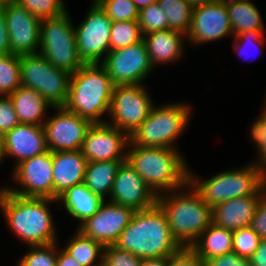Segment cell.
<instances>
[{"label":"cell","mask_w":266,"mask_h":266,"mask_svg":"<svg viewBox=\"0 0 266 266\" xmlns=\"http://www.w3.org/2000/svg\"><path fill=\"white\" fill-rule=\"evenodd\" d=\"M114 245L141 259L168 258L182 248L171 235L165 212L157 203L136 211Z\"/></svg>","instance_id":"obj_1"},{"label":"cell","mask_w":266,"mask_h":266,"mask_svg":"<svg viewBox=\"0 0 266 266\" xmlns=\"http://www.w3.org/2000/svg\"><path fill=\"white\" fill-rule=\"evenodd\" d=\"M50 198L17 196L6 188L0 190V207L11 230L30 246H43L56 242L55 228L47 203Z\"/></svg>","instance_id":"obj_2"},{"label":"cell","mask_w":266,"mask_h":266,"mask_svg":"<svg viewBox=\"0 0 266 266\" xmlns=\"http://www.w3.org/2000/svg\"><path fill=\"white\" fill-rule=\"evenodd\" d=\"M131 147L126 160L156 196L189 185L188 166L175 148Z\"/></svg>","instance_id":"obj_3"},{"label":"cell","mask_w":266,"mask_h":266,"mask_svg":"<svg viewBox=\"0 0 266 266\" xmlns=\"http://www.w3.org/2000/svg\"><path fill=\"white\" fill-rule=\"evenodd\" d=\"M114 85L101 63L83 64L71 74L65 108L94 123H106L101 116L110 111Z\"/></svg>","instance_id":"obj_4"},{"label":"cell","mask_w":266,"mask_h":266,"mask_svg":"<svg viewBox=\"0 0 266 266\" xmlns=\"http://www.w3.org/2000/svg\"><path fill=\"white\" fill-rule=\"evenodd\" d=\"M191 188L187 194L172 192L171 196L162 193L157 196V204L165 212L171 235L182 248H190L212 224V208Z\"/></svg>","instance_id":"obj_5"},{"label":"cell","mask_w":266,"mask_h":266,"mask_svg":"<svg viewBox=\"0 0 266 266\" xmlns=\"http://www.w3.org/2000/svg\"><path fill=\"white\" fill-rule=\"evenodd\" d=\"M189 171V185L213 208L224 201L254 195L263 186V168L256 163L242 169L221 172L205 181H197Z\"/></svg>","instance_id":"obj_6"},{"label":"cell","mask_w":266,"mask_h":266,"mask_svg":"<svg viewBox=\"0 0 266 266\" xmlns=\"http://www.w3.org/2000/svg\"><path fill=\"white\" fill-rule=\"evenodd\" d=\"M189 110V105L179 103L153 106L146 120L129 136V146L175 148L173 142L188 125Z\"/></svg>","instance_id":"obj_7"},{"label":"cell","mask_w":266,"mask_h":266,"mask_svg":"<svg viewBox=\"0 0 266 266\" xmlns=\"http://www.w3.org/2000/svg\"><path fill=\"white\" fill-rule=\"evenodd\" d=\"M54 67L75 73L84 63L78 55L75 27L67 11L41 20L40 51Z\"/></svg>","instance_id":"obj_8"},{"label":"cell","mask_w":266,"mask_h":266,"mask_svg":"<svg viewBox=\"0 0 266 266\" xmlns=\"http://www.w3.org/2000/svg\"><path fill=\"white\" fill-rule=\"evenodd\" d=\"M20 72L22 86L36 90L54 108L65 106L69 95L70 73L54 67L40 53L22 55Z\"/></svg>","instance_id":"obj_9"},{"label":"cell","mask_w":266,"mask_h":266,"mask_svg":"<svg viewBox=\"0 0 266 266\" xmlns=\"http://www.w3.org/2000/svg\"><path fill=\"white\" fill-rule=\"evenodd\" d=\"M153 104L141 84L114 86L109 114L111 126L129 136L146 120Z\"/></svg>","instance_id":"obj_10"},{"label":"cell","mask_w":266,"mask_h":266,"mask_svg":"<svg viewBox=\"0 0 266 266\" xmlns=\"http://www.w3.org/2000/svg\"><path fill=\"white\" fill-rule=\"evenodd\" d=\"M102 61L114 86L140 84L153 68L143 39L126 47L110 50Z\"/></svg>","instance_id":"obj_11"},{"label":"cell","mask_w":266,"mask_h":266,"mask_svg":"<svg viewBox=\"0 0 266 266\" xmlns=\"http://www.w3.org/2000/svg\"><path fill=\"white\" fill-rule=\"evenodd\" d=\"M85 20L75 28L78 55L84 64L100 63L101 56L110 51V35L113 21L95 2Z\"/></svg>","instance_id":"obj_12"},{"label":"cell","mask_w":266,"mask_h":266,"mask_svg":"<svg viewBox=\"0 0 266 266\" xmlns=\"http://www.w3.org/2000/svg\"><path fill=\"white\" fill-rule=\"evenodd\" d=\"M56 110L58 113L44 121L43 125L48 150L51 152L81 150L86 133L93 123L77 113L68 111L65 107H56Z\"/></svg>","instance_id":"obj_13"},{"label":"cell","mask_w":266,"mask_h":266,"mask_svg":"<svg viewBox=\"0 0 266 266\" xmlns=\"http://www.w3.org/2000/svg\"><path fill=\"white\" fill-rule=\"evenodd\" d=\"M13 176L23 189L6 188L11 193L26 198L53 199V164L50 150L20 162L16 165Z\"/></svg>","instance_id":"obj_14"},{"label":"cell","mask_w":266,"mask_h":266,"mask_svg":"<svg viewBox=\"0 0 266 266\" xmlns=\"http://www.w3.org/2000/svg\"><path fill=\"white\" fill-rule=\"evenodd\" d=\"M11 51L15 55L36 54L40 46L41 20L13 0L4 8Z\"/></svg>","instance_id":"obj_15"},{"label":"cell","mask_w":266,"mask_h":266,"mask_svg":"<svg viewBox=\"0 0 266 266\" xmlns=\"http://www.w3.org/2000/svg\"><path fill=\"white\" fill-rule=\"evenodd\" d=\"M136 211L130 207L103 202L99 210L84 222L78 230L85 236L102 243L114 245L121 232L131 222Z\"/></svg>","instance_id":"obj_16"},{"label":"cell","mask_w":266,"mask_h":266,"mask_svg":"<svg viewBox=\"0 0 266 266\" xmlns=\"http://www.w3.org/2000/svg\"><path fill=\"white\" fill-rule=\"evenodd\" d=\"M229 34L234 36L226 0H216L193 8L186 35L192 43L210 42Z\"/></svg>","instance_id":"obj_17"},{"label":"cell","mask_w":266,"mask_h":266,"mask_svg":"<svg viewBox=\"0 0 266 266\" xmlns=\"http://www.w3.org/2000/svg\"><path fill=\"white\" fill-rule=\"evenodd\" d=\"M129 135L107 123H94L86 133L81 147L88 162L126 160L122 150L129 145ZM128 144V145H127Z\"/></svg>","instance_id":"obj_18"},{"label":"cell","mask_w":266,"mask_h":266,"mask_svg":"<svg viewBox=\"0 0 266 266\" xmlns=\"http://www.w3.org/2000/svg\"><path fill=\"white\" fill-rule=\"evenodd\" d=\"M109 197L110 202L135 211L149 209L157 203V196L127 160L118 168Z\"/></svg>","instance_id":"obj_19"},{"label":"cell","mask_w":266,"mask_h":266,"mask_svg":"<svg viewBox=\"0 0 266 266\" xmlns=\"http://www.w3.org/2000/svg\"><path fill=\"white\" fill-rule=\"evenodd\" d=\"M265 196L262 186L254 195L234 198L212 208V224L234 231L250 226L260 200Z\"/></svg>","instance_id":"obj_20"},{"label":"cell","mask_w":266,"mask_h":266,"mask_svg":"<svg viewBox=\"0 0 266 266\" xmlns=\"http://www.w3.org/2000/svg\"><path fill=\"white\" fill-rule=\"evenodd\" d=\"M5 154L20 162L48 151L44 127L34 124H19L5 133Z\"/></svg>","instance_id":"obj_21"},{"label":"cell","mask_w":266,"mask_h":266,"mask_svg":"<svg viewBox=\"0 0 266 266\" xmlns=\"http://www.w3.org/2000/svg\"><path fill=\"white\" fill-rule=\"evenodd\" d=\"M87 158L78 151L52 152L53 199L74 185L84 182Z\"/></svg>","instance_id":"obj_22"},{"label":"cell","mask_w":266,"mask_h":266,"mask_svg":"<svg viewBox=\"0 0 266 266\" xmlns=\"http://www.w3.org/2000/svg\"><path fill=\"white\" fill-rule=\"evenodd\" d=\"M184 33L166 29L143 36L152 67L158 63L176 61L182 54Z\"/></svg>","instance_id":"obj_23"},{"label":"cell","mask_w":266,"mask_h":266,"mask_svg":"<svg viewBox=\"0 0 266 266\" xmlns=\"http://www.w3.org/2000/svg\"><path fill=\"white\" fill-rule=\"evenodd\" d=\"M190 249L202 262L231 253L233 252V231L211 224L199 235Z\"/></svg>","instance_id":"obj_24"},{"label":"cell","mask_w":266,"mask_h":266,"mask_svg":"<svg viewBox=\"0 0 266 266\" xmlns=\"http://www.w3.org/2000/svg\"><path fill=\"white\" fill-rule=\"evenodd\" d=\"M9 97L20 124L44 125L42 117L46 109L52 105L40 93L21 85Z\"/></svg>","instance_id":"obj_25"},{"label":"cell","mask_w":266,"mask_h":266,"mask_svg":"<svg viewBox=\"0 0 266 266\" xmlns=\"http://www.w3.org/2000/svg\"><path fill=\"white\" fill-rule=\"evenodd\" d=\"M61 200L70 216L79 219L81 225L92 217L105 201L93 194L84 183L67 189L57 199L58 202Z\"/></svg>","instance_id":"obj_26"},{"label":"cell","mask_w":266,"mask_h":266,"mask_svg":"<svg viewBox=\"0 0 266 266\" xmlns=\"http://www.w3.org/2000/svg\"><path fill=\"white\" fill-rule=\"evenodd\" d=\"M125 160L88 162L84 175V184L93 193L104 199L111 193L118 168Z\"/></svg>","instance_id":"obj_27"},{"label":"cell","mask_w":266,"mask_h":266,"mask_svg":"<svg viewBox=\"0 0 266 266\" xmlns=\"http://www.w3.org/2000/svg\"><path fill=\"white\" fill-rule=\"evenodd\" d=\"M226 7L235 36L247 30L264 31L260 13L249 0H226Z\"/></svg>","instance_id":"obj_28"},{"label":"cell","mask_w":266,"mask_h":266,"mask_svg":"<svg viewBox=\"0 0 266 266\" xmlns=\"http://www.w3.org/2000/svg\"><path fill=\"white\" fill-rule=\"evenodd\" d=\"M64 249L70 256L74 257L82 266H99L103 264V253L105 246L90 237L85 236L80 230ZM101 253V255H100ZM100 256V262L97 258Z\"/></svg>","instance_id":"obj_29"},{"label":"cell","mask_w":266,"mask_h":266,"mask_svg":"<svg viewBox=\"0 0 266 266\" xmlns=\"http://www.w3.org/2000/svg\"><path fill=\"white\" fill-rule=\"evenodd\" d=\"M158 5L166 12L168 29L187 34L193 6L186 0H157Z\"/></svg>","instance_id":"obj_30"},{"label":"cell","mask_w":266,"mask_h":266,"mask_svg":"<svg viewBox=\"0 0 266 266\" xmlns=\"http://www.w3.org/2000/svg\"><path fill=\"white\" fill-rule=\"evenodd\" d=\"M21 56L13 53L0 55V95L10 96L21 86Z\"/></svg>","instance_id":"obj_31"},{"label":"cell","mask_w":266,"mask_h":266,"mask_svg":"<svg viewBox=\"0 0 266 266\" xmlns=\"http://www.w3.org/2000/svg\"><path fill=\"white\" fill-rule=\"evenodd\" d=\"M143 39L138 21H117L111 26L110 50L135 44Z\"/></svg>","instance_id":"obj_32"},{"label":"cell","mask_w":266,"mask_h":266,"mask_svg":"<svg viewBox=\"0 0 266 266\" xmlns=\"http://www.w3.org/2000/svg\"><path fill=\"white\" fill-rule=\"evenodd\" d=\"M138 25L142 36L152 32L168 29V19L166 12L154 2L147 7L139 10Z\"/></svg>","instance_id":"obj_33"},{"label":"cell","mask_w":266,"mask_h":266,"mask_svg":"<svg viewBox=\"0 0 266 266\" xmlns=\"http://www.w3.org/2000/svg\"><path fill=\"white\" fill-rule=\"evenodd\" d=\"M113 21H137L139 9L131 0H94Z\"/></svg>","instance_id":"obj_34"},{"label":"cell","mask_w":266,"mask_h":266,"mask_svg":"<svg viewBox=\"0 0 266 266\" xmlns=\"http://www.w3.org/2000/svg\"><path fill=\"white\" fill-rule=\"evenodd\" d=\"M260 236L250 227H243L233 231V252L238 256L249 259L257 250Z\"/></svg>","instance_id":"obj_35"},{"label":"cell","mask_w":266,"mask_h":266,"mask_svg":"<svg viewBox=\"0 0 266 266\" xmlns=\"http://www.w3.org/2000/svg\"><path fill=\"white\" fill-rule=\"evenodd\" d=\"M40 20L62 15L66 12L62 0H15Z\"/></svg>","instance_id":"obj_36"},{"label":"cell","mask_w":266,"mask_h":266,"mask_svg":"<svg viewBox=\"0 0 266 266\" xmlns=\"http://www.w3.org/2000/svg\"><path fill=\"white\" fill-rule=\"evenodd\" d=\"M56 247V243L43 246H31L33 250L21 258L18 266H56L58 256Z\"/></svg>","instance_id":"obj_37"},{"label":"cell","mask_w":266,"mask_h":266,"mask_svg":"<svg viewBox=\"0 0 266 266\" xmlns=\"http://www.w3.org/2000/svg\"><path fill=\"white\" fill-rule=\"evenodd\" d=\"M103 264L105 266H140L142 259L115 245H107L104 248Z\"/></svg>","instance_id":"obj_38"},{"label":"cell","mask_w":266,"mask_h":266,"mask_svg":"<svg viewBox=\"0 0 266 266\" xmlns=\"http://www.w3.org/2000/svg\"><path fill=\"white\" fill-rule=\"evenodd\" d=\"M251 132V138L256 143V147L260 151L259 155H261V160L257 164L264 168L266 166V108L252 126Z\"/></svg>","instance_id":"obj_39"},{"label":"cell","mask_w":266,"mask_h":266,"mask_svg":"<svg viewBox=\"0 0 266 266\" xmlns=\"http://www.w3.org/2000/svg\"><path fill=\"white\" fill-rule=\"evenodd\" d=\"M19 124L11 98L0 96V130L6 133Z\"/></svg>","instance_id":"obj_40"},{"label":"cell","mask_w":266,"mask_h":266,"mask_svg":"<svg viewBox=\"0 0 266 266\" xmlns=\"http://www.w3.org/2000/svg\"><path fill=\"white\" fill-rule=\"evenodd\" d=\"M167 266H203V263L190 248H181L168 257Z\"/></svg>","instance_id":"obj_41"},{"label":"cell","mask_w":266,"mask_h":266,"mask_svg":"<svg viewBox=\"0 0 266 266\" xmlns=\"http://www.w3.org/2000/svg\"><path fill=\"white\" fill-rule=\"evenodd\" d=\"M203 266H251L249 259L242 258L231 252L203 261Z\"/></svg>","instance_id":"obj_42"},{"label":"cell","mask_w":266,"mask_h":266,"mask_svg":"<svg viewBox=\"0 0 266 266\" xmlns=\"http://www.w3.org/2000/svg\"><path fill=\"white\" fill-rule=\"evenodd\" d=\"M250 227L261 239H266V195L260 200Z\"/></svg>","instance_id":"obj_43"},{"label":"cell","mask_w":266,"mask_h":266,"mask_svg":"<svg viewBox=\"0 0 266 266\" xmlns=\"http://www.w3.org/2000/svg\"><path fill=\"white\" fill-rule=\"evenodd\" d=\"M263 33H264V31L247 30V31H245L243 33H240V34L236 35L235 36L236 38H235V41H234L235 42V46H234L235 50H237V52L239 54H241V52L243 51L242 49H244L245 48L244 46L247 44V42L245 43V41H249V42L252 41V43L255 42L258 45V48L261 49L260 48L262 46L261 43L263 42L262 39H264V38H262L263 35H264ZM238 40L241 41V44H243V46L241 45L242 49H241V47L238 44L239 43ZM242 42H244V43H242ZM242 53H244V52H242Z\"/></svg>","instance_id":"obj_44"},{"label":"cell","mask_w":266,"mask_h":266,"mask_svg":"<svg viewBox=\"0 0 266 266\" xmlns=\"http://www.w3.org/2000/svg\"><path fill=\"white\" fill-rule=\"evenodd\" d=\"M12 53L4 9L0 8V55Z\"/></svg>","instance_id":"obj_45"},{"label":"cell","mask_w":266,"mask_h":266,"mask_svg":"<svg viewBox=\"0 0 266 266\" xmlns=\"http://www.w3.org/2000/svg\"><path fill=\"white\" fill-rule=\"evenodd\" d=\"M251 266H266V239H261L255 253L249 258Z\"/></svg>","instance_id":"obj_46"},{"label":"cell","mask_w":266,"mask_h":266,"mask_svg":"<svg viewBox=\"0 0 266 266\" xmlns=\"http://www.w3.org/2000/svg\"><path fill=\"white\" fill-rule=\"evenodd\" d=\"M56 266H82L79 262L72 256H70L65 250L58 253Z\"/></svg>","instance_id":"obj_47"},{"label":"cell","mask_w":266,"mask_h":266,"mask_svg":"<svg viewBox=\"0 0 266 266\" xmlns=\"http://www.w3.org/2000/svg\"><path fill=\"white\" fill-rule=\"evenodd\" d=\"M168 258L142 259L140 266H167Z\"/></svg>","instance_id":"obj_48"},{"label":"cell","mask_w":266,"mask_h":266,"mask_svg":"<svg viewBox=\"0 0 266 266\" xmlns=\"http://www.w3.org/2000/svg\"><path fill=\"white\" fill-rule=\"evenodd\" d=\"M5 142H6L5 132L0 130V161H2V159L4 158Z\"/></svg>","instance_id":"obj_49"},{"label":"cell","mask_w":266,"mask_h":266,"mask_svg":"<svg viewBox=\"0 0 266 266\" xmlns=\"http://www.w3.org/2000/svg\"><path fill=\"white\" fill-rule=\"evenodd\" d=\"M132 2L135 3L137 8L141 10L144 7L149 6L150 4L157 2V0H131Z\"/></svg>","instance_id":"obj_50"},{"label":"cell","mask_w":266,"mask_h":266,"mask_svg":"<svg viewBox=\"0 0 266 266\" xmlns=\"http://www.w3.org/2000/svg\"><path fill=\"white\" fill-rule=\"evenodd\" d=\"M186 1L190 2L193 7H197L199 5L214 2L216 0H186Z\"/></svg>","instance_id":"obj_51"},{"label":"cell","mask_w":266,"mask_h":266,"mask_svg":"<svg viewBox=\"0 0 266 266\" xmlns=\"http://www.w3.org/2000/svg\"><path fill=\"white\" fill-rule=\"evenodd\" d=\"M263 187L266 195V166L263 168Z\"/></svg>","instance_id":"obj_52"},{"label":"cell","mask_w":266,"mask_h":266,"mask_svg":"<svg viewBox=\"0 0 266 266\" xmlns=\"http://www.w3.org/2000/svg\"><path fill=\"white\" fill-rule=\"evenodd\" d=\"M13 0H0V8H4L9 2Z\"/></svg>","instance_id":"obj_53"}]
</instances>
